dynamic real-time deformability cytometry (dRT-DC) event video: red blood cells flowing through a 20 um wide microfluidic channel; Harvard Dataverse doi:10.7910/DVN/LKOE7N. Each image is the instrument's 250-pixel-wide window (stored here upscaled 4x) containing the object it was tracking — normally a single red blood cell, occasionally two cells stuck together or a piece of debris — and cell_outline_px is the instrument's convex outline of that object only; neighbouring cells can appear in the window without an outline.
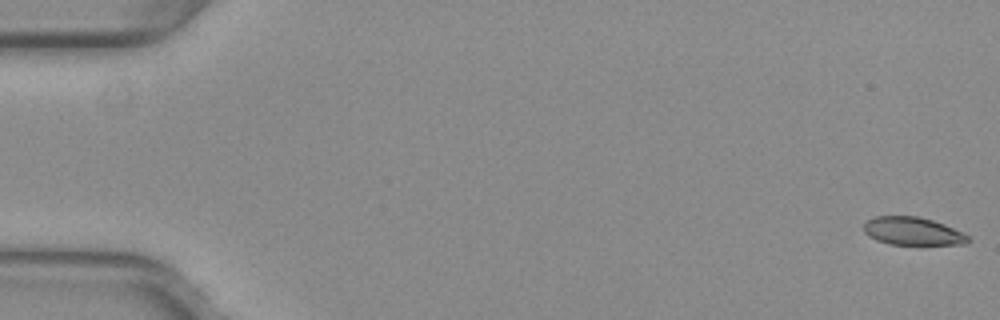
{"species": "common noctule bat (a hibernating species)", "species_latin": "Nyctalus noctula", "temperature_condition": "warm", "stored_images_in_passage": 17, "camera_frame_rate_fps": 3000, "um_per_image_px": 0.085, "animal": {"sex": "female", "body_mass_g": 29.2, "forearm_length_mm": 56.3}, "frame": {"image": 1, "passage_image": 1, "time_ms": 0.0, "image_size_px": [1000, 320], "cell_outline_px": [[972, 240], [964, 244], [888, 244], [876, 240], [868, 236], [864, 232], [864, 224], [868, 220], [876, 216], [920, 216], [944, 224], [964, 232]], "centroid_in_image_um": [77.59, 19.65], "position_along_channel_um": 7.4, "area_um2": 17.05}}
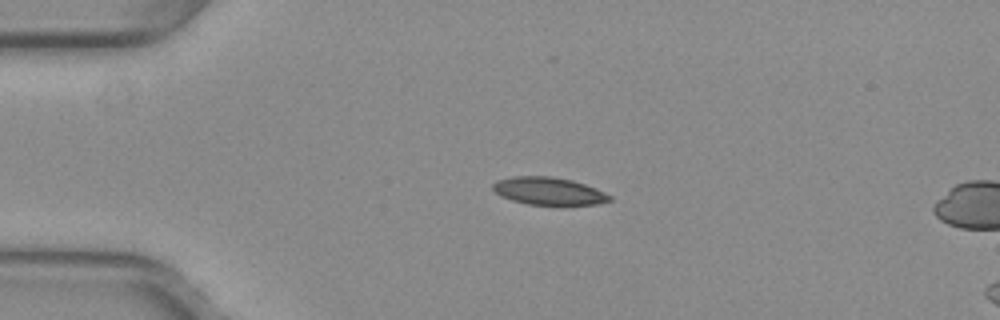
{"frame": {"image": 2, "passage_image": 13, "time_ms": 4.0, "image_size_px": [1000, 320], "cell_outline_px": [[612, 200], [596, 204], [528, 204], [512, 200], [500, 196], [492, 188], [492, 184], [496, 180], [512, 176], [552, 176], [572, 180], [596, 188], [612, 196]], "centroid_in_image_um": [46.61, 16.22], "position_along_channel_um": 38.4, "area_um2": 18.67}}